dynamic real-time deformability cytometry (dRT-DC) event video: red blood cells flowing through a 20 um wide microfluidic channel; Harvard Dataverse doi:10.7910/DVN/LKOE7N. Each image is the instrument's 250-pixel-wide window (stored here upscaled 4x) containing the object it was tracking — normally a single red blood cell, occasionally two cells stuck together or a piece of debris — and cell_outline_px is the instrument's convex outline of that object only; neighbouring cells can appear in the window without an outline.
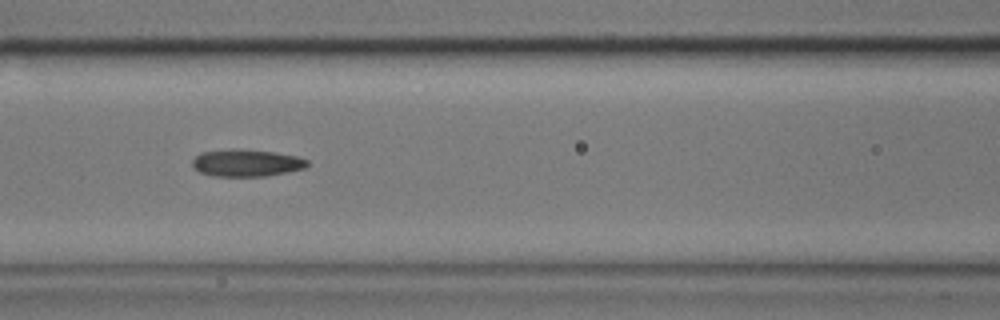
{"species": "common noctule bat (a hibernating species)", "species_latin": "Nyctalus noctula", "temperature_condition": "cold", "stored_images_in_passage": 8, "camera_frame_rate_fps": 3000, "um_per_image_px": 0.085, "animal": {"sex": "male", "body_mass_g": 17.9}, "frame": {"image": 1, "passage_image": 8, "time_ms": 2.333, "image_size_px": [1000, 320], "cell_outline_px": [[308, 168], [288, 172], [264, 176], [212, 176], [200, 172], [192, 168], [192, 160], [200, 152], [228, 148], [240, 148], [272, 152], [296, 156], [308, 160]], "centroid_in_image_um": [20.92, 13.84], "position_along_channel_um": 145.7, "area_um2": 18.5}}